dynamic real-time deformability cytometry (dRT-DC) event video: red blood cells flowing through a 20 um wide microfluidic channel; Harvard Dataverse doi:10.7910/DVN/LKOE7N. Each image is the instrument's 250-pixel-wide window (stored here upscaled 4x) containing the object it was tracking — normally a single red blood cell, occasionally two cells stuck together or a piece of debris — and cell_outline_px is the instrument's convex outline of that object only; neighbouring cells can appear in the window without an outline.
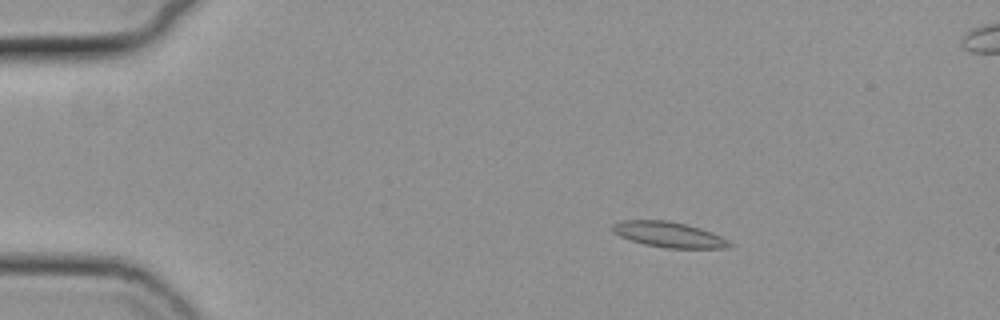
{"species": "common noctule bat (a hibernating species)", "species_latin": "Nyctalus noctula", "temperature_condition": "cold", "stored_images_in_passage": 13, "camera_frame_rate_fps": 3000, "um_per_image_px": 0.085, "animal": {"sex": "female", "body_mass_g": 19.3, "forearm_length_mm": 54.1}, "frame": {"image": 1, "passage_image": 6, "time_ms": 1.667, "image_size_px": [1000, 320], "cell_outline_px": [[732, 244], [728, 248], [664, 248], [644, 244], [620, 236], [612, 232], [612, 224], [620, 220], [668, 220], [688, 224], [712, 232], [728, 240]], "centroid_in_image_um": [56.84, 19.93], "position_along_channel_um": 28.2, "area_um2": 17.46}}